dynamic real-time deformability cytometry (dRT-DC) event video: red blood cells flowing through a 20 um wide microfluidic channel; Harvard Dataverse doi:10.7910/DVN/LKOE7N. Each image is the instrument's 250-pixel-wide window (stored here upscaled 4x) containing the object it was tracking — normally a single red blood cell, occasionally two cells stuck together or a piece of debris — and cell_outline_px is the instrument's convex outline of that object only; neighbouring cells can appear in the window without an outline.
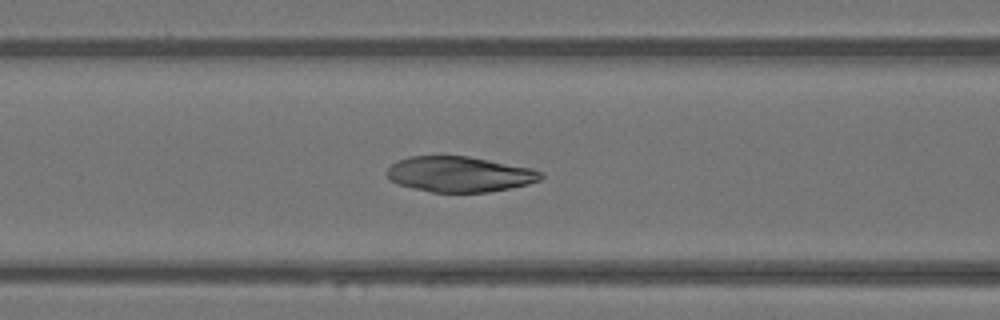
{"species": "Egyptian fruit bat (a non-hibernating species)", "species_latin": "Rousettus aegyptiacus", "temperature_condition": "warm", "stored_images_in_passage": 49, "camera_frame_rate_fps": 3000, "um_per_image_px": 0.085, "animal": {"sex": "female"}, "frame": {"image": 1, "passage_image": 20, "time_ms": 6.333, "image_size_px": [1000, 320], "cell_outline_px": [[544, 176], [540, 180], [528, 184], [488, 192], [432, 192], [412, 188], [396, 184], [388, 180], [384, 172], [396, 160], [408, 156], [468, 156], [532, 168], [540, 172]], "centroid_in_image_um": [38.99, 14.8], "position_along_channel_um": 127.6, "area_um2": 32.02}}
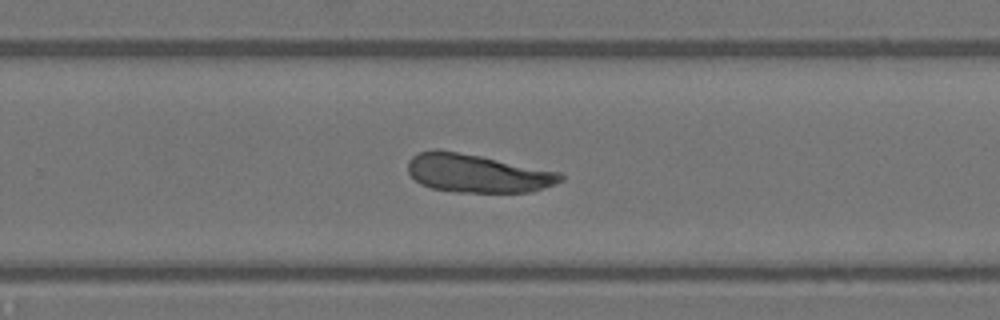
{"frame": {"image": 2, "passage_image": 32, "time_ms": 10.333, "image_size_px": [1000, 320], "cell_outline_px": [[564, 180], [556, 184], [532, 192], [456, 192], [432, 188], [420, 184], [408, 172], [408, 160], [416, 152], [432, 148], [436, 148], [480, 156], [560, 172], [564, 176]], "centroid_in_image_um": [40.55, 14.72], "position_along_channel_um": 289.3, "area_um2": 34.28}}
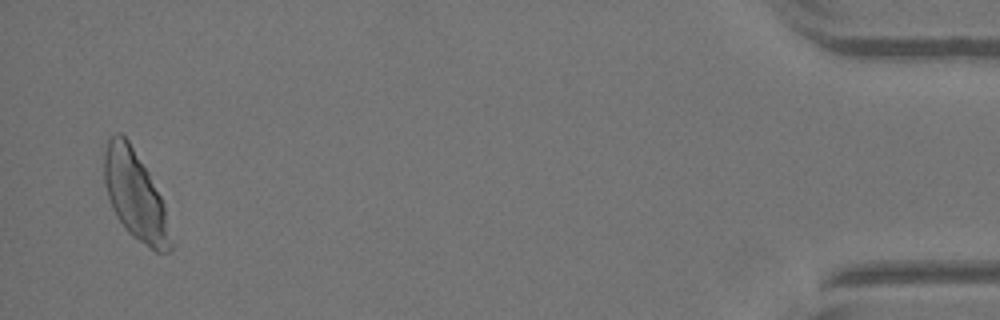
{"frame": {"image": 3, "passage_image": 48, "time_ms": 15.667, "image_size_px": [1000, 320], "cell_outline_px": [[172, 248], [168, 252], [156, 252], [132, 236], [124, 228], [116, 216], [112, 208], [104, 184], [104, 152], [108, 140], [116, 132], [120, 132], [128, 140], [148, 172], [160, 196], [164, 208], [172, 244]], "centroid_in_image_um": [11.46, 16.61], "position_along_channel_um": 423.7, "area_um2": 33.93}}